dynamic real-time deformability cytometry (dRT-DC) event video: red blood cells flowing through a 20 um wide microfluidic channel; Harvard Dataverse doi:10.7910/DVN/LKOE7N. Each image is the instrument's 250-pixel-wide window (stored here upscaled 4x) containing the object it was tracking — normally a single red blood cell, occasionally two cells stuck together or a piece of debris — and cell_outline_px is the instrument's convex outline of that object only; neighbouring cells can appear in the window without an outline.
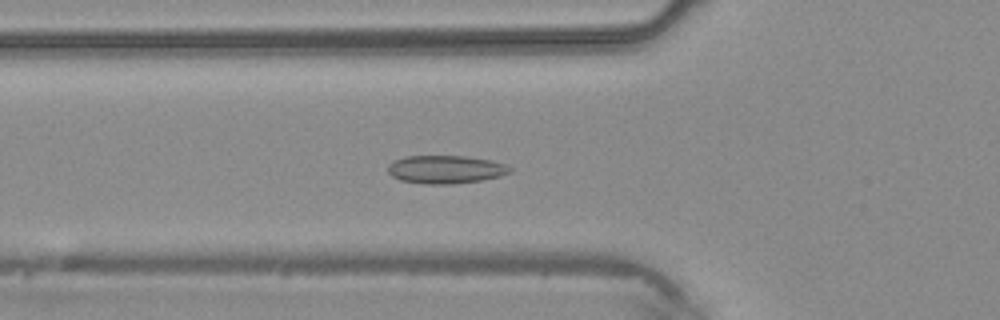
{"species": "common noctule bat (a hibernating species)", "species_latin": "Nyctalus noctula", "temperature_condition": "warm", "stored_images_in_passage": 48, "camera_frame_rate_fps": 3000, "um_per_image_px": 0.085, "animal": {"sex": "male", "body_mass_g": 20.4}, "frame": {"image": 1, "passage_image": 16, "time_ms": 5.0, "image_size_px": [1000, 320], "cell_outline_px": [[512, 172], [500, 176], [480, 180], [452, 184], [424, 184], [400, 180], [392, 176], [388, 172], [388, 164], [396, 160], [408, 156], [464, 156], [492, 160], [504, 164], [512, 168]], "centroid_in_image_um": [37.89, 14.4], "position_along_channel_um": 87.9, "area_um2": 19.94}}
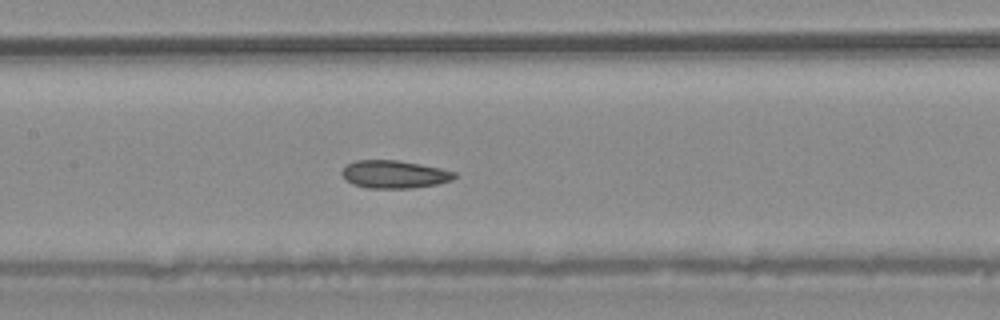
{"frame": {"image": 2, "passage_image": 22, "time_ms": 7.0, "image_size_px": [1000, 320], "cell_outline_px": [[456, 176], [452, 180], [436, 184], [412, 188], [368, 188], [352, 184], [344, 180], [340, 172], [348, 164], [356, 160], [396, 160], [420, 164], [440, 168], [456, 172]], "centroid_in_image_um": [33.49, 14.82], "position_along_channel_um": 173.9, "area_um2": 18.26}}
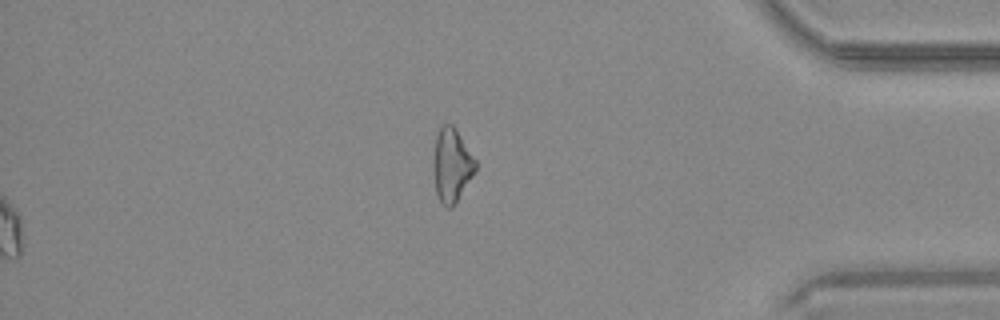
{"frame": {"image": 3, "passage_image": 48, "time_ms": 15.667, "image_size_px": [1000, 320], "cell_outline_px": [[476, 172], [456, 204], [452, 208], [448, 208], [436, 196], [432, 168], [436, 136], [440, 124], [452, 124], [456, 128], [476, 160]], "centroid_in_image_um": [38.39, 14.05], "position_along_channel_um": 396.8, "area_um2": 18.55}}